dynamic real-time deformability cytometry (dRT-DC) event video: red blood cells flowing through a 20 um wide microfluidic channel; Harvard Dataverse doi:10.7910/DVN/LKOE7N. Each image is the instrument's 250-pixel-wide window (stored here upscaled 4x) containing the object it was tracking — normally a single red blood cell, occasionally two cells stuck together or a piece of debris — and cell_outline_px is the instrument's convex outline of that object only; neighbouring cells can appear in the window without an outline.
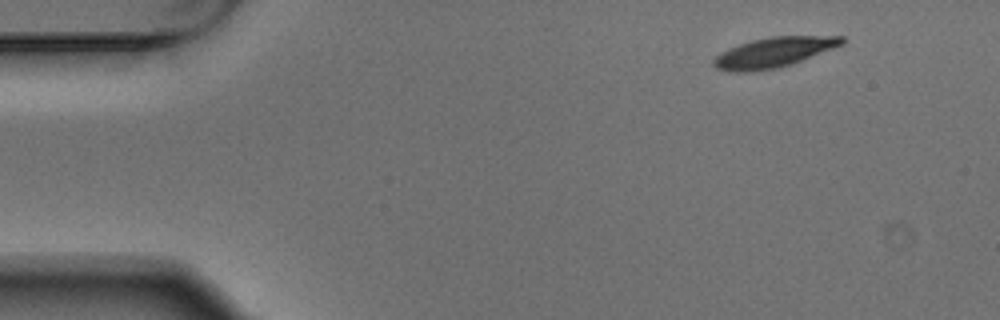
{"species": "Egyptian fruit bat (a non-hibernating species)", "species_latin": "Rousettus aegyptiacus", "temperature_condition": "warm", "stored_images_in_passage": 9, "camera_frame_rate_fps": 3000, "um_per_image_px": 0.085, "animal": {"sex": "male"}, "frame": {"image": 1, "passage_image": 1, "time_ms": 0.0, "image_size_px": [1000, 320], "cell_outline_px": [[844, 44], [792, 64], [776, 68], [752, 72], [732, 72], [716, 68], [712, 64], [712, 60], [720, 52], [728, 48], [752, 40], [768, 36], [844, 36]], "centroid_in_image_um": [65.74, 4.45], "position_along_channel_um": 19.3, "area_um2": 22.54}}
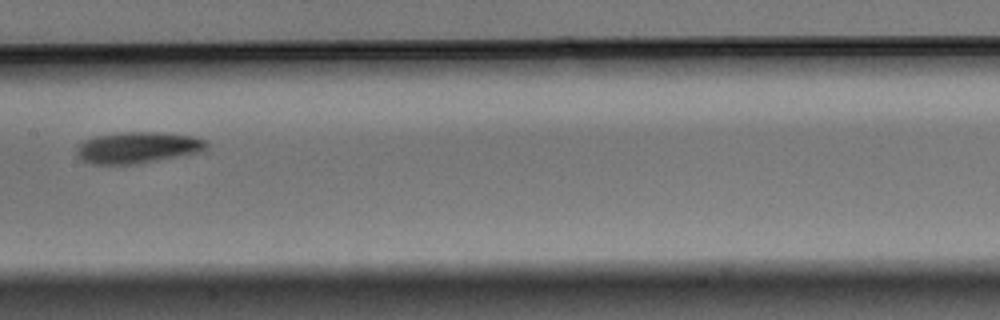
{"frame": {"image": 2, "passage_image": 6, "time_ms": 1.667, "image_size_px": [1000, 320], "cell_outline_px": [[208, 148], [200, 152], [136, 164], [92, 164], [80, 160], [76, 152], [76, 148], [84, 140], [96, 136], [120, 132], [160, 132], [192, 136], [208, 140]], "centroid_in_image_um": [11.7, 12.54], "position_along_channel_um": 195.7, "area_um2": 23.81}}
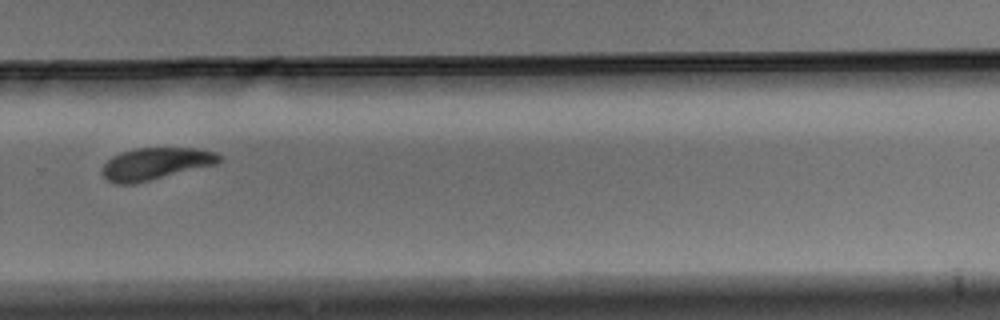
{"frame": {"image": 3, "passage_image": 9, "time_ms": 2.667, "image_size_px": [1000, 320], "cell_outline_px": [[220, 160], [216, 164], [132, 184], [116, 184], [108, 180], [104, 176], [104, 164], [112, 156], [120, 152], [136, 148], [196, 148], [216, 152], [220, 156]], "centroid_in_image_um": [13.22, 13.9], "position_along_channel_um": 316.6, "area_um2": 21.44}}